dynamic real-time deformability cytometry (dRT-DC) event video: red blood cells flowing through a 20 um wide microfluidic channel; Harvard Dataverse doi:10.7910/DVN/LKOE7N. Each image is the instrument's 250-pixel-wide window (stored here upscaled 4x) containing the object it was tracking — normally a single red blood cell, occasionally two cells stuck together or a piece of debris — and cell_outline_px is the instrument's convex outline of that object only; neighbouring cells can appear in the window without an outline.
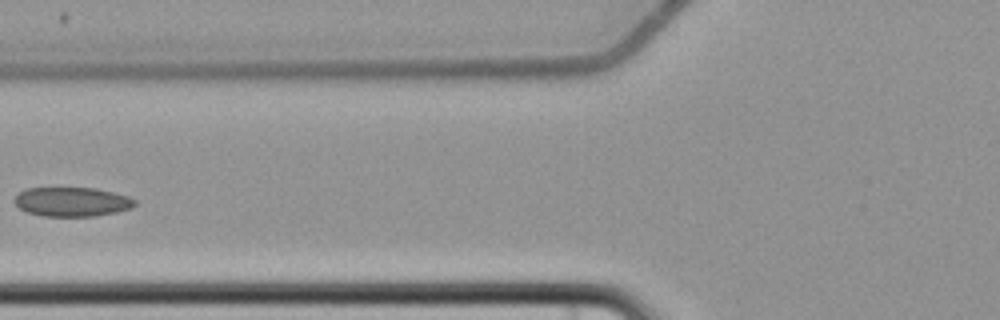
{"species": "common noctule bat (a hibernating species)", "species_latin": "Nyctalus noctula", "temperature_condition": "cold", "stored_images_in_passage": 6, "camera_frame_rate_fps": 3000, "um_per_image_px": 0.085, "animal": {"sex": "female", "body_mass_g": 22.7, "forearm_length_mm": 54.2}, "frame": {"image": 1, "passage_image": 6, "time_ms": 6.0, "image_size_px": [1000, 320], "cell_outline_px": [[136, 204], [132, 208], [116, 212], [96, 216], [40, 216], [28, 212], [20, 208], [12, 200], [24, 188], [96, 188], [128, 196], [136, 200]], "centroid_in_image_um": [6.12, 17.15], "position_along_channel_um": 119.7, "area_um2": 20.58}}